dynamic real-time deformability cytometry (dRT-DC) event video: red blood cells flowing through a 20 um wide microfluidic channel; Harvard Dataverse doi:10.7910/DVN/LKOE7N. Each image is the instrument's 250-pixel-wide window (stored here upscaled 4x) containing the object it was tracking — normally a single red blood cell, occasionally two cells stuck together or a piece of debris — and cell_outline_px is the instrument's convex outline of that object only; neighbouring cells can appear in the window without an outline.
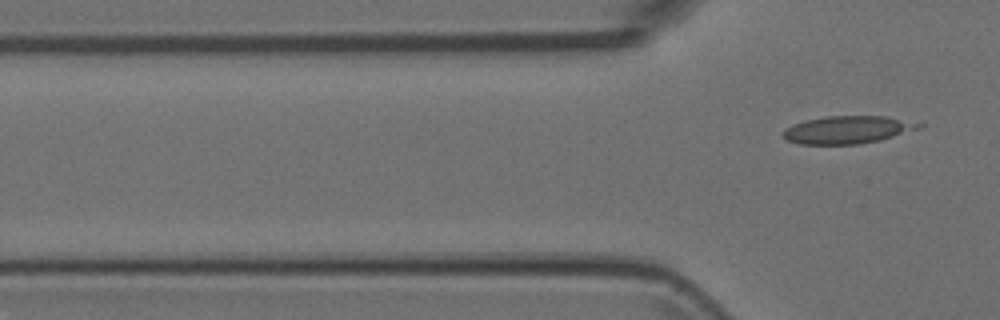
{"species": "Egyptian fruit bat (a non-hibernating species)", "species_latin": "Rousettus aegyptiacus", "temperature_condition": "room temperature", "stored_images_in_passage": 5, "camera_frame_rate_fps": 3000, "um_per_image_px": 0.085, "animal": {"sex": "female"}, "frame": {"image": 1, "passage_image": 5, "time_ms": 1.333, "image_size_px": [1000, 320], "cell_outline_px": [[924, 124], [920, 128], [880, 140], [860, 144], [800, 144], [784, 140], [780, 136], [780, 132], [792, 124], [808, 120], [828, 116], [884, 116]], "centroid_in_image_um": [71.96, 11.04], "position_along_channel_um": 53.8, "area_um2": 21.85}}